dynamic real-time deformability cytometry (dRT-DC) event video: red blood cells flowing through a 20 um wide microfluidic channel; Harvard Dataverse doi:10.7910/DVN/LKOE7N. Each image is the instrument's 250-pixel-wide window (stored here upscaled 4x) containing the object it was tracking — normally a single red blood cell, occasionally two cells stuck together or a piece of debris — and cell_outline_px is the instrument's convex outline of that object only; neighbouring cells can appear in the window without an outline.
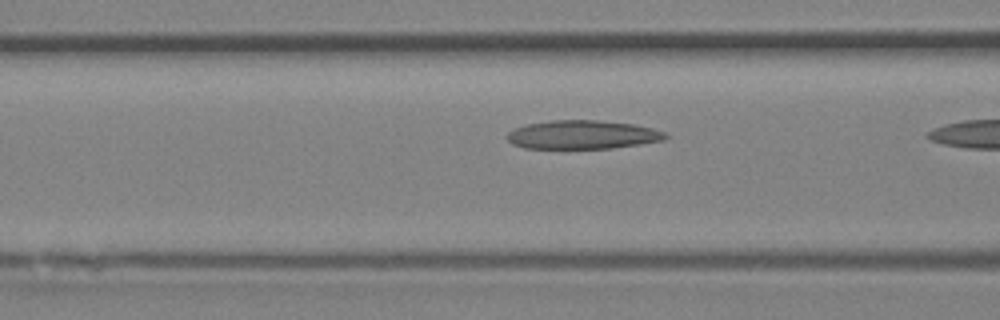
{"species": "Egyptian fruit bat (a non-hibernating species)", "species_latin": "Rousettus aegyptiacus", "temperature_condition": "room temperature", "stored_images_in_passage": 8, "camera_frame_rate_fps": 3000, "um_per_image_px": 0.085, "animal": {"sex": "female"}, "frame": {"image": 1, "passage_image": 7, "time_ms": 2.0, "image_size_px": [1000, 320], "cell_outline_px": [[668, 136], [664, 140], [640, 144], [612, 148], [524, 148], [512, 144], [504, 136], [508, 132], [524, 124], [552, 120], [596, 120], [632, 124], [652, 128], [664, 132]], "centroid_in_image_um": [49.47, 11.45], "position_along_channel_um": 117.1, "area_um2": 26.41}}